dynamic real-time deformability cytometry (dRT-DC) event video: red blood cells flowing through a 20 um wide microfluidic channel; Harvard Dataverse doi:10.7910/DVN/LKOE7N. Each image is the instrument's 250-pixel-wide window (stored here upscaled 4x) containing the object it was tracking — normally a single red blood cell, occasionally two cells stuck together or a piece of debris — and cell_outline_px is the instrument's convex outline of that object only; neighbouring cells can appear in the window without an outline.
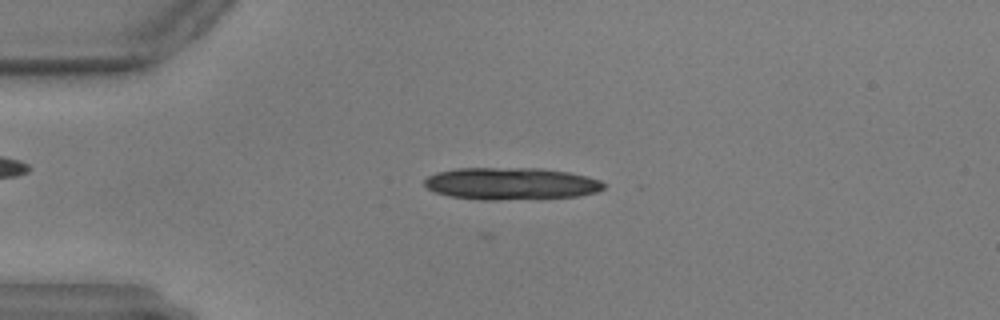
{"species": "common noctule bat (a hibernating species)", "species_latin": "Nyctalus noctula", "temperature_condition": "warm", "stored_images_in_passage": 8, "camera_frame_rate_fps": 3000, "um_per_image_px": 0.085, "animal": {"sex": "male", "body_mass_g": 17.9, "forearm_length_mm": 54.2}, "frame": {"image": 1, "passage_image": 2, "time_ms": 0.333, "image_size_px": [1000, 320], "cell_outline_px": [[604, 188], [596, 192], [576, 196], [500, 200], [480, 200], [448, 196], [436, 192], [428, 188], [424, 184], [424, 180], [428, 176], [436, 172], [456, 168], [540, 168], [568, 172], [588, 176], [600, 180], [604, 184]], "centroid_in_image_um": [43.41, 15.6], "position_along_channel_um": 41.6, "area_um2": 33.64}}